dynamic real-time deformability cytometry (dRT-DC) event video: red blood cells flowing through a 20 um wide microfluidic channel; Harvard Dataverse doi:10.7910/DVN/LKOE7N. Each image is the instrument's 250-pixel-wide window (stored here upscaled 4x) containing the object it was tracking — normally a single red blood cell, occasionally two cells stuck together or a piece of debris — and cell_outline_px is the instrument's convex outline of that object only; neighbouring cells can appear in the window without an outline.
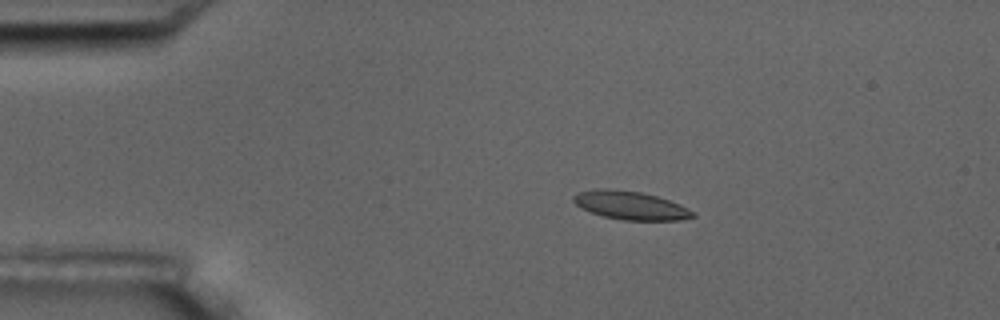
{"species": "common noctule bat (a hibernating species)", "species_latin": "Nyctalus noctula", "temperature_condition": "room temperature", "stored_images_in_passage": 3, "camera_frame_rate_fps": 3000, "um_per_image_px": 0.085, "animal": {"sex": "male", "body_mass_g": 17.5, "forearm_length_mm": 52.3}, "frame": {"image": 1, "passage_image": 2, "time_ms": 1.0, "image_size_px": [1000, 320], "cell_outline_px": [[696, 216], [680, 220], [624, 220], [604, 216], [580, 208], [572, 200], [572, 196], [580, 192], [600, 188], [612, 188], [640, 192], [656, 196], [680, 204], [696, 212]], "centroid_in_image_um": [53.61, 17.45], "position_along_channel_um": 31.4, "area_um2": 19.71}}